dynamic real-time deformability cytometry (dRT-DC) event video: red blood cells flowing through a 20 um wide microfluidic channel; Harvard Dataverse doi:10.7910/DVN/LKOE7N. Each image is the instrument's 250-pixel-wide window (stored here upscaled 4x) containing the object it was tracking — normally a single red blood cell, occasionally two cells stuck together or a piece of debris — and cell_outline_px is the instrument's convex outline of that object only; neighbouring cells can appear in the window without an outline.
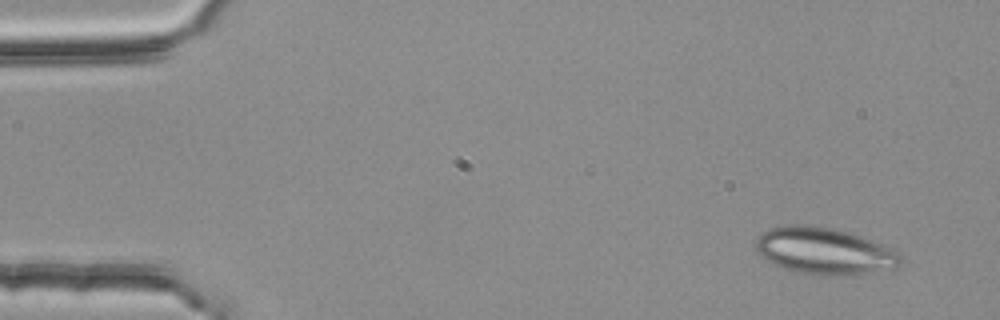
{"species": "common noctule bat (a hibernating species)", "species_latin": "Nyctalus noctula", "temperature_condition": "room temperature", "stored_images_in_passage": 4, "camera_frame_rate_fps": 3000, "um_per_image_px": 0.085, "animal": {"sex": "female", "body_mass_g": 25.1}, "frame": {"image": 1, "passage_image": 1, "time_ms": 0.0, "image_size_px": [1000, 320], "cell_outline_px": [[904, 260], [896, 268], [872, 272], [840, 276], [824, 276], [800, 272], [784, 268], [768, 260], [756, 248], [756, 236], [768, 228], [784, 224], [808, 224], [832, 228], [864, 236], [892, 248], [900, 252]], "centroid_in_image_um": [70.12, 21.31], "position_along_channel_um": 14.9, "area_um2": 39.88}}
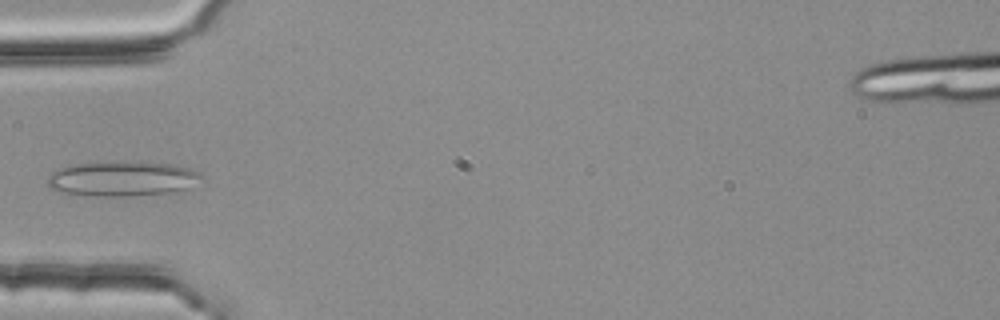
{"frame": {"image": 2, "passage_image": 4, "time_ms": 1.0, "image_size_px": [1000, 320], "cell_outline_px": [[204, 176], [188, 188], [180, 192], [128, 196], [96, 196], [52, 192], [48, 188], [48, 176], [52, 172], [60, 168], [72, 164], [112, 160], [172, 164], [192, 168], [200, 172]], "centroid_in_image_um": [10.37, 15.18], "position_along_channel_um": 74.6, "area_um2": 32.25}}